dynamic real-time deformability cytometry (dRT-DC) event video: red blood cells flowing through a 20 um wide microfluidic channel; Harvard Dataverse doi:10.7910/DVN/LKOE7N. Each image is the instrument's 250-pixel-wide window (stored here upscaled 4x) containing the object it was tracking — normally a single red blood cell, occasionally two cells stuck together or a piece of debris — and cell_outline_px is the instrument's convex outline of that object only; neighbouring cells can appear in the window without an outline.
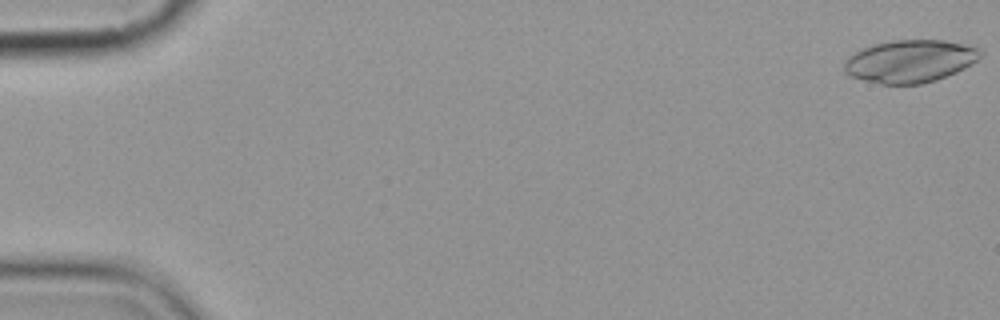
{"species": "common noctule bat (a hibernating species)", "species_latin": "Nyctalus noctula", "temperature_condition": "cold", "stored_images_in_passage": 7, "camera_frame_rate_fps": 3000, "um_per_image_px": 0.085, "animal": {"sex": "female", "body_mass_g": 19.9}, "frame": {"image": 1, "passage_image": 1, "time_ms": 0.0, "image_size_px": [1000, 320], "cell_outline_px": [[980, 56], [976, 60], [964, 68], [956, 72], [936, 80], [920, 84], [880, 84], [848, 76], [844, 72], [844, 60], [848, 56], [872, 44], [892, 40], [944, 40], [964, 44], [980, 48]], "centroid_in_image_um": [77.31, 5.2], "position_along_channel_um": 7.7, "area_um2": 33.81}}